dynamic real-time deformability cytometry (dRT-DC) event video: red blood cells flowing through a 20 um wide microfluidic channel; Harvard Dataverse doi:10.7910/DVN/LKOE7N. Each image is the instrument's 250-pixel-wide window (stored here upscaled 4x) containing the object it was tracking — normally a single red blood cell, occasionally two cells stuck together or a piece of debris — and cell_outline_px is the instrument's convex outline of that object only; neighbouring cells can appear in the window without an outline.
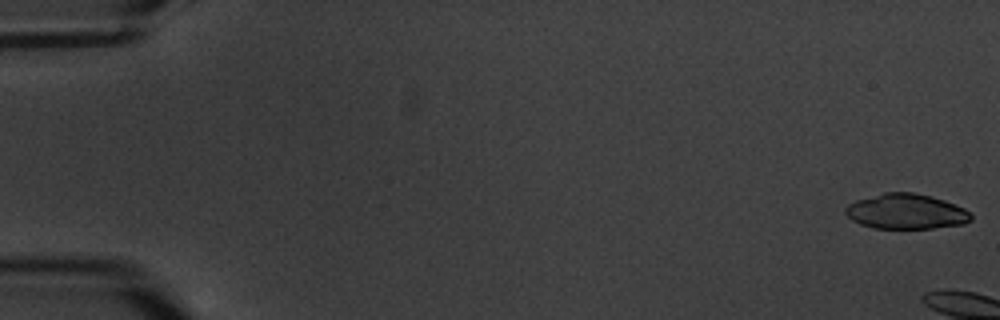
{"species": "common noctule bat (a hibernating species)", "species_latin": "Nyctalus noctula", "temperature_condition": "warm", "stored_images_in_passage": 5, "camera_frame_rate_fps": 3000, "um_per_image_px": 0.085, "animal": {"sex": "male", "body_mass_g": 20.1, "forearm_length_mm": 53.5}, "frame": {"image": 1, "passage_image": 1, "time_ms": 0.0, "image_size_px": [1000, 320], "cell_outline_px": [[972, 220], [964, 224], [932, 228], [872, 228], [860, 224], [852, 220], [844, 212], [844, 208], [848, 204], [856, 200], [884, 192], [912, 192], [932, 196], [944, 200], [964, 208], [972, 212]], "centroid_in_image_um": [77.02, 17.97], "position_along_channel_um": 8.0, "area_um2": 25.89}}